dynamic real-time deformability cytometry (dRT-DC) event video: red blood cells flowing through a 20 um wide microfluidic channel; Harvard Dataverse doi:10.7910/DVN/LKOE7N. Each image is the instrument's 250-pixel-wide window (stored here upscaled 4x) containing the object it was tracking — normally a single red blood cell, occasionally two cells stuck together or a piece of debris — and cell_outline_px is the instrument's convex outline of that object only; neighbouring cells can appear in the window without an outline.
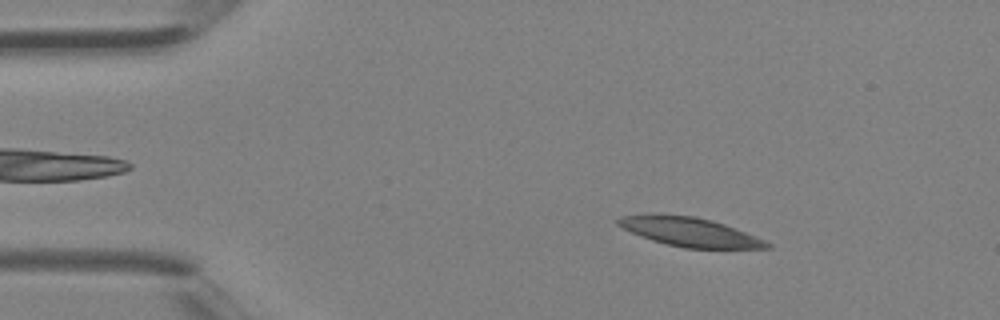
{"species": "Egyptian fruit bat (a non-hibernating species)", "species_latin": "Rousettus aegyptiacus", "temperature_condition": "room temperature", "stored_images_in_passage": 41, "segment_of_instrument_passage": [1, 2], "camera_frame_rate_fps": 3000, "um_per_image_px": 0.085, "animal": {"sex": "female"}, "frame": {"image": 1, "passage_image": 6, "time_ms": 1.667, "image_size_px": [1000, 320], "cell_outline_px": [[772, 248], [684, 248], [652, 240], [640, 236], [616, 224], [616, 220], [620, 216], [656, 212], [696, 216], [712, 220], [724, 224], [764, 240], [772, 244]], "centroid_in_image_um": [58.56, 19.68], "position_along_channel_um": 26.4, "area_um2": 25.32}}
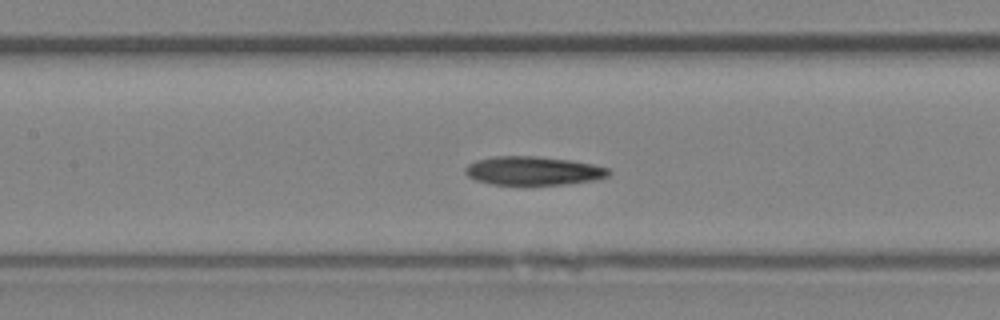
{"frame": {"image": 2, "passage_image": 18, "time_ms": 5.667, "image_size_px": [1000, 320], "cell_outline_px": [[612, 172], [608, 176], [596, 180], [564, 184], [492, 184], [476, 180], [468, 176], [464, 172], [464, 168], [468, 164], [476, 160], [492, 156], [536, 156], [572, 160], [592, 164], [608, 168]], "centroid_in_image_um": [45.32, 14.5], "position_along_channel_um": 162.1, "area_um2": 23.99}}
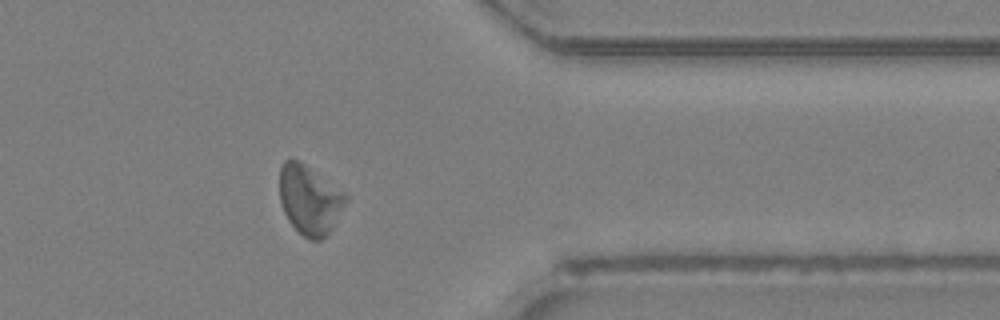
{"frame": {"image": 3, "passage_image": 32, "time_ms": 10.333, "image_size_px": [1000, 320], "cell_outline_px": [[348, 200], [332, 228], [320, 240], [308, 240], [288, 220], [284, 212], [280, 200], [280, 164], [284, 160], [300, 160], [344, 192], [348, 196]], "centroid_in_image_um": [26.31, 16.96], "position_along_channel_um": 385.1, "area_um2": 26.53}}